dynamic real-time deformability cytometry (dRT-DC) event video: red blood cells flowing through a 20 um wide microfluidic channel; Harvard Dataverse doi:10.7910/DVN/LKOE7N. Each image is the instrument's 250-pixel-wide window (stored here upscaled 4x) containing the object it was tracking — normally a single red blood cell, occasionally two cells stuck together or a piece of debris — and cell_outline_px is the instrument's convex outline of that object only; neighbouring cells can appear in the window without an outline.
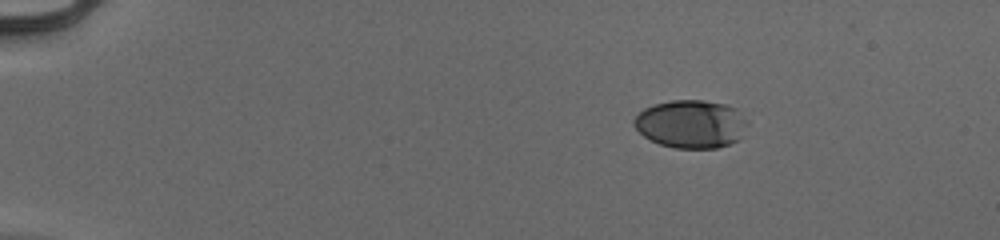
{"species": "human", "species_latin": "Homo sapiens", "temperature_condition": "cold", "stored_images_in_passage": 46, "camera_frame_rate_fps": 3000, "um_per_image_px": 0.085, "donor": {"sex": "male"}, "frame": {"image": 1, "passage_image": 1, "time_ms": 0.0, "image_size_px": [1000, 240], "cell_outline_px": [[748, 124], [740, 136], [736, 140], [728, 144], [716, 148], [676, 148], [660, 144], [644, 136], [632, 124], [632, 120], [644, 108], [652, 104], [672, 100], [704, 100], [724, 104], [736, 108], [748, 120]], "centroid_in_image_um": [58.72, 10.52], "position_along_channel_um": 26.3, "area_um2": 31.79}}
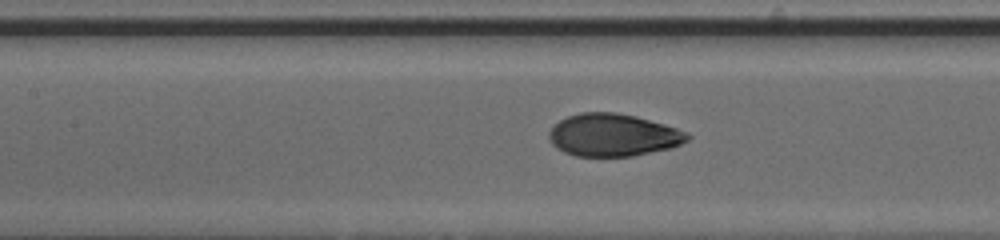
{"frame": {"image": 2, "passage_image": 19, "time_ms": 6.0, "image_size_px": [1000, 240], "cell_outline_px": [[692, 136], [688, 140], [672, 148], [632, 156], [576, 156], [564, 152], [556, 148], [552, 144], [548, 136], [548, 132], [560, 120], [568, 116], [580, 112], [616, 112], [636, 116], [664, 124], [688, 132]], "centroid_in_image_um": [52.12, 11.48], "position_along_channel_um": 155.3, "area_um2": 34.39}}
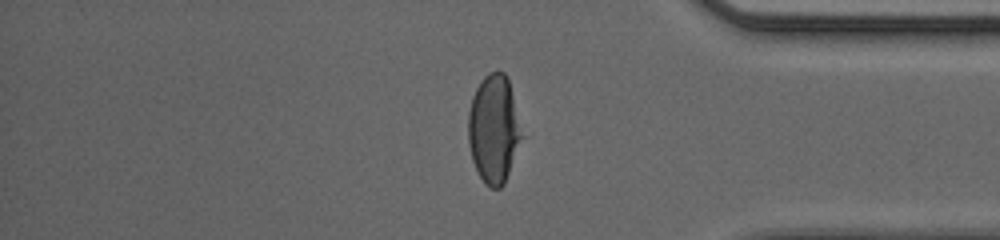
{"frame": {"image": 3, "passage_image": 38, "time_ms": 12.333, "image_size_px": [1000, 240], "cell_outline_px": [[524, 136], [504, 184], [500, 188], [492, 188], [484, 184], [472, 160], [468, 144], [468, 112], [472, 96], [480, 80], [488, 72], [504, 72], [508, 80]], "centroid_in_image_um": [41.97, 10.98], "position_along_channel_um": 393.2, "area_um2": 33.93}, "authors_computed_cell_mechanics": {"area_um2": 34.3043, "velocity_mm_per_s": 3.9721, "shape_relaxation_time_tau1_ms": 4.972, "shape_relaxation_time_tau2_ms": null, "deformation_change_tau1": 0.1998, "deformation_change_tau2": null}}